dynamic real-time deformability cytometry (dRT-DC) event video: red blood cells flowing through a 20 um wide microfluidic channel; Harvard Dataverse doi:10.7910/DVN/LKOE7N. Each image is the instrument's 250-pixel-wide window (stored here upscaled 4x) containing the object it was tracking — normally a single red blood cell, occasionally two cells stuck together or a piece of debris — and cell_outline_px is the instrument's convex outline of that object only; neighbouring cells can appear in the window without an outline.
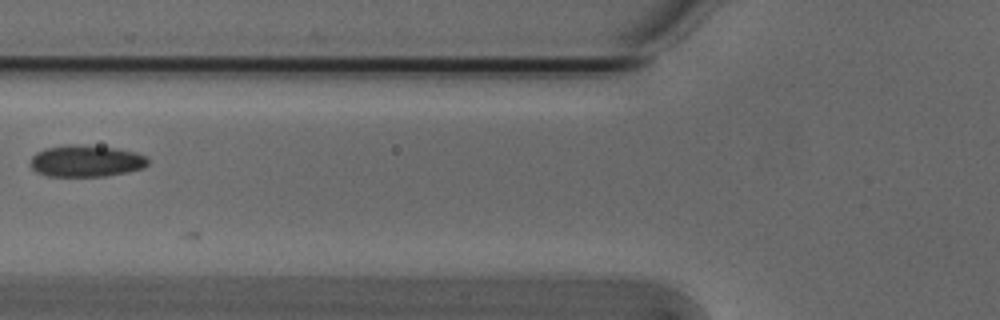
{"species": "Egyptian fruit bat (a non-hibernating species)", "species_latin": "Rousettus aegyptiacus", "temperature_condition": "cold", "stored_images_in_passage": 9, "camera_frame_rate_fps": 3000, "um_per_image_px": 0.085, "animal": {"sex": "male"}, "frame": {"image": 1, "passage_image": 7, "time_ms": 2.0, "image_size_px": [1000, 320], "cell_outline_px": [[148, 164], [144, 168], [128, 172], [104, 176], [48, 176], [36, 172], [28, 164], [32, 156], [36, 152], [44, 148], [68, 144], [72, 144], [116, 148], [136, 152], [144, 156], [148, 160]], "centroid_in_image_um": [7.28, 13.68], "position_along_channel_um": 118.5, "area_um2": 21.85}}